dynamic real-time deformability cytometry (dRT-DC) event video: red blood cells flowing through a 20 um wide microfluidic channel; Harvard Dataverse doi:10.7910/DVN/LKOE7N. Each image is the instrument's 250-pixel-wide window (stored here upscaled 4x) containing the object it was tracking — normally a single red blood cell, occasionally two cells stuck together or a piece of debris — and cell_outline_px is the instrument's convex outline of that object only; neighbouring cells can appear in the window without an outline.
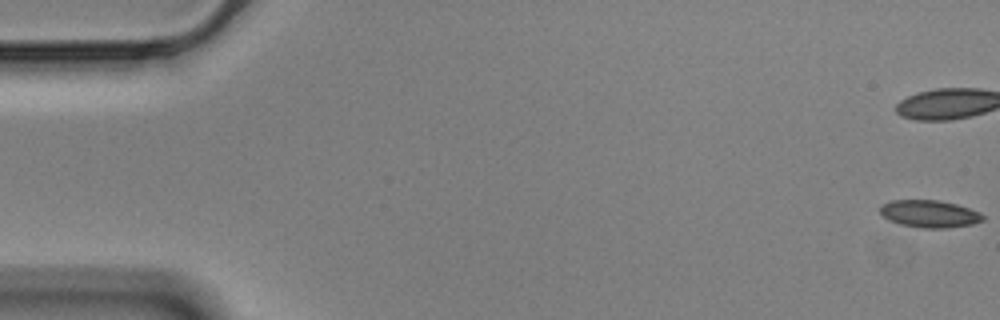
{"species": "Egyptian fruit bat (a non-hibernating species)", "species_latin": "Rousettus aegyptiacus", "temperature_condition": "cold", "stored_images_in_passage": 57, "camera_frame_rate_fps": 3000, "um_per_image_px": 0.085, "animal": {"sex": "male"}, "frame": {"image": 1, "passage_image": 1, "time_ms": 0.0, "image_size_px": [1000, 320], "cell_outline_px": [[984, 220], [972, 224], [948, 228], [920, 228], [900, 224], [888, 220], [880, 212], [880, 204], [892, 200], [940, 200], [956, 204], [980, 212], [984, 216]], "centroid_in_image_um": [79.0, 18.17], "position_along_channel_um": 6.0, "area_um2": 16.47}, "authors_computed_cell_mechanics": {"area_um2": 17.051, "velocity_mm_per_s": 3.5285, "shape_relaxation_time_tau1_ms": null, "shape_relaxation_time_tau2_ms": 4.1714, "deformation_change_tau1": null, "deformation_change_tau2": 0.093}}